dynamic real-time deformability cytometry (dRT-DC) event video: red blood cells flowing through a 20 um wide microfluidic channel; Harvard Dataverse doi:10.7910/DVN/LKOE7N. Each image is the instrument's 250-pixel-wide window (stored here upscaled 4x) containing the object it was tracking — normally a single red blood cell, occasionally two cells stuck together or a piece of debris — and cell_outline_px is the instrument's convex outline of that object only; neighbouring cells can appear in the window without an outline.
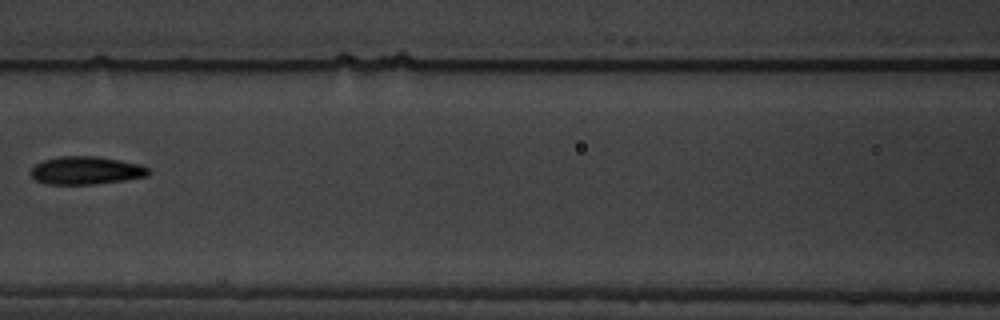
{"species": "common noctule bat (a hibernating species)", "species_latin": "Nyctalus noctula", "temperature_condition": "warm", "stored_images_in_passage": 8, "camera_frame_rate_fps": 3000, "um_per_image_px": 0.085, "animal": {"sex": "male", "body_mass_g": 19.5, "forearm_length_mm": 54.6}, "frame": {"image": 1, "passage_image": 7, "time_ms": 8.0, "image_size_px": [1000, 320], "cell_outline_px": [[152, 172], [148, 176], [124, 180], [96, 184], [44, 184], [36, 180], [28, 172], [36, 164], [44, 160], [60, 156], [96, 156], [140, 164], [148, 168]], "centroid_in_image_um": [7.31, 14.49], "position_along_channel_um": 159.3, "area_um2": 19.25}}